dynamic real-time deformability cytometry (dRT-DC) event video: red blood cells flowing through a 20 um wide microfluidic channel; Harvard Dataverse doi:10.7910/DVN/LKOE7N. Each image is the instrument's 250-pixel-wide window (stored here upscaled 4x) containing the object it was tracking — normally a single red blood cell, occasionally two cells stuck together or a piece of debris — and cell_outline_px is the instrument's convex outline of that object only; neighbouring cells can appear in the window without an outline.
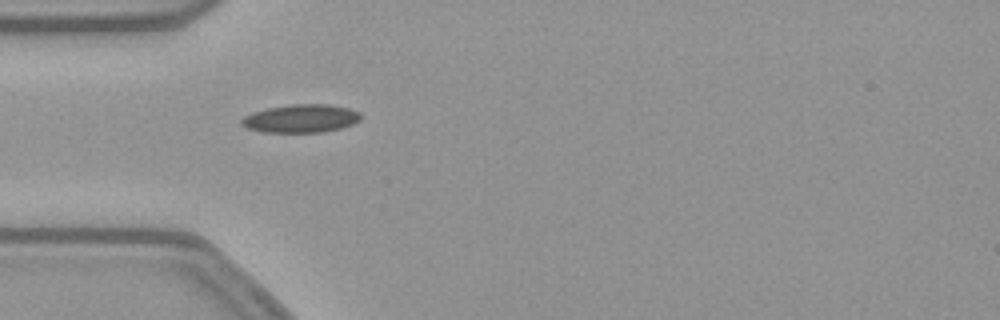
{"species": "common noctule bat (a hibernating species)", "species_latin": "Nyctalus noctula", "temperature_condition": "warm", "stored_images_in_passage": 39, "camera_frame_rate_fps": 3000, "um_per_image_px": 0.085, "animal": {"sex": "female", "body_mass_g": 21.9}, "frame": {"image": 1, "passage_image": 1, "time_ms": 0.0, "image_size_px": [1000, 320], "cell_outline_px": [[360, 120], [352, 124], [340, 128], [320, 132], [264, 132], [248, 128], [240, 124], [240, 120], [244, 116], [252, 112], [268, 108], [288, 104], [328, 104], [348, 108], [360, 112]], "centroid_in_image_um": [25.56, 10.06], "position_along_channel_um": 59.4, "area_um2": 19.54}}
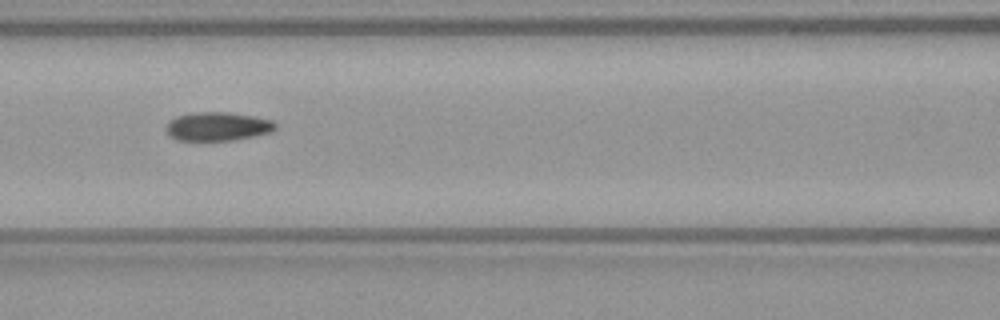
{"frame": {"image": 2, "passage_image": 8, "time_ms": 2.333, "image_size_px": [1000, 320], "cell_outline_px": [[276, 128], [272, 132], [256, 136], [232, 140], [176, 140], [168, 132], [168, 124], [176, 116], [196, 112], [228, 112], [256, 116], [272, 120], [276, 124]], "centroid_in_image_um": [18.58, 10.74], "position_along_channel_um": 148.0, "area_um2": 18.15}}
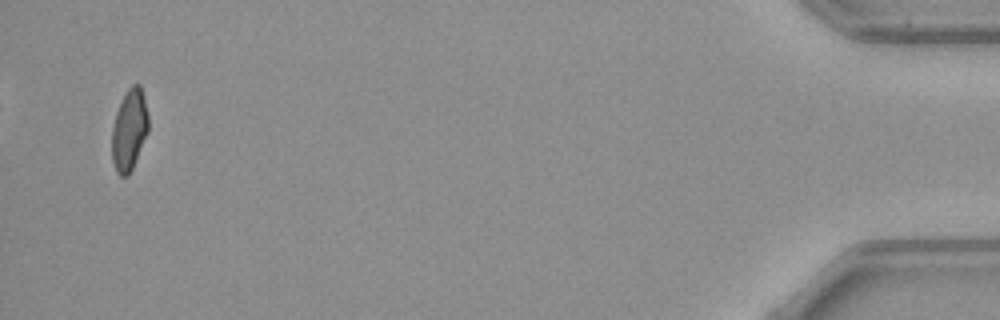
{"frame": {"image": 3, "passage_image": 37, "time_ms": 12.0, "image_size_px": [1000, 320], "cell_outline_px": [[148, 132], [132, 168], [128, 176], [120, 176], [116, 172], [112, 160], [112, 128], [116, 112], [128, 88], [132, 84], [140, 84], [148, 116]], "centroid_in_image_um": [10.98, 11.06], "position_along_channel_um": 424.2, "area_um2": 17.05}, "authors_computed_cell_mechanics": {"area_um2": 18.3804, "velocity_mm_per_s": 3.8187, "shape_relaxation_time_tau1_ms": null, "shape_relaxation_time_tau2_ms": 2.5932, "deformation_change_tau1": null, "deformation_change_tau2": 0.0872}}